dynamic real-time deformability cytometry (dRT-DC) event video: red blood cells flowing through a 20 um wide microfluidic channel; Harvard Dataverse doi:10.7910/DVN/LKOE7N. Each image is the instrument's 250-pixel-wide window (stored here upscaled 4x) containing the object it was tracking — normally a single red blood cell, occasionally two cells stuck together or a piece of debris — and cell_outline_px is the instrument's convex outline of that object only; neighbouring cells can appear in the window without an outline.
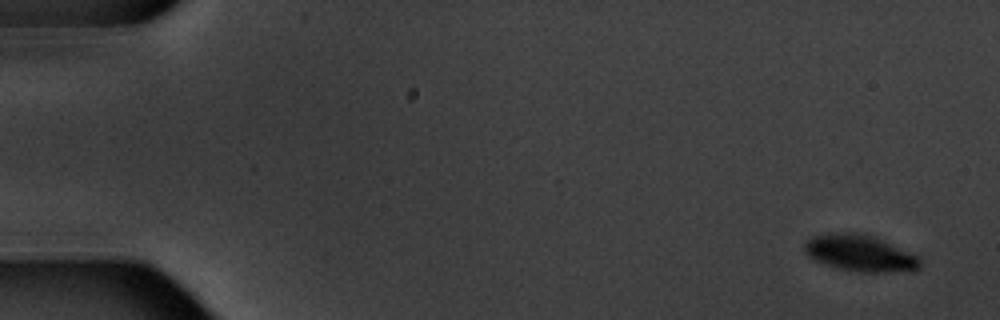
{"species": "common noctule bat (a hibernating species)", "species_latin": "Nyctalus noctula", "temperature_condition": "warm", "stored_images_in_passage": 5, "camera_frame_rate_fps": 3000, "um_per_image_px": 0.085, "animal": {"sex": "male", "body_mass_g": 20.1, "forearm_length_mm": 53.5}, "frame": {"image": 1, "passage_image": 1, "time_ms": 0.0, "image_size_px": [1000, 320], "cell_outline_px": [[920, 268], [884, 272], [860, 272], [840, 268], [816, 260], [808, 256], [804, 252], [804, 244], [812, 236], [840, 232], [856, 232], [876, 236], [916, 256], [920, 260]], "centroid_in_image_um": [73.06, 21.49], "position_along_channel_um": 11.9, "area_um2": 24.04}}
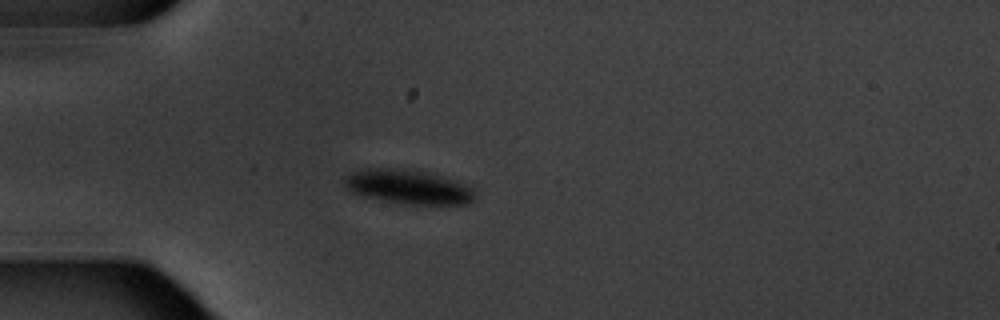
{"frame": {"image": 2, "passage_image": 5, "time_ms": 4.667, "image_size_px": [1000, 320], "cell_outline_px": [[476, 196], [468, 204], [408, 204], [384, 200], [364, 196], [352, 192], [344, 184], [344, 176], [352, 172], [364, 168], [412, 168], [452, 180], [464, 184], [472, 188], [476, 192]], "centroid_in_image_um": [34.68, 15.87], "position_along_channel_um": 50.3, "area_um2": 25.95}}